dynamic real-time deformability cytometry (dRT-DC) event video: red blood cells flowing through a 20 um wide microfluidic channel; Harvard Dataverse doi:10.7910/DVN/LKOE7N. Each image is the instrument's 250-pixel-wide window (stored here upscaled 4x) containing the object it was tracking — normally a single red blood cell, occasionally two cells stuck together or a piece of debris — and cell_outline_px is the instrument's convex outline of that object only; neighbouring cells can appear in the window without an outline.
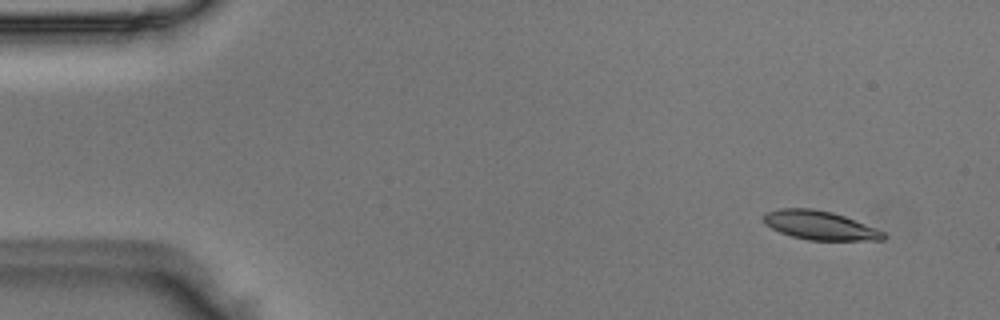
{"species": "Egyptian fruit bat (a non-hibernating species)", "species_latin": "Rousettus aegyptiacus", "temperature_condition": "room temperature", "stored_images_in_passage": 48, "camera_frame_rate_fps": 3000, "um_per_image_px": 0.085, "animal": {"sex": "male"}, "frame": {"image": 1, "passage_image": 1, "time_ms": 0.0, "image_size_px": [1000, 320], "cell_outline_px": [[888, 236], [884, 240], [808, 240], [792, 236], [780, 232], [764, 224], [760, 216], [764, 212], [780, 208], [812, 208], [832, 212], [844, 216], [876, 228], [884, 232]], "centroid_in_image_um": [69.64, 19.14], "position_along_channel_um": 15.4, "area_um2": 20.35}}
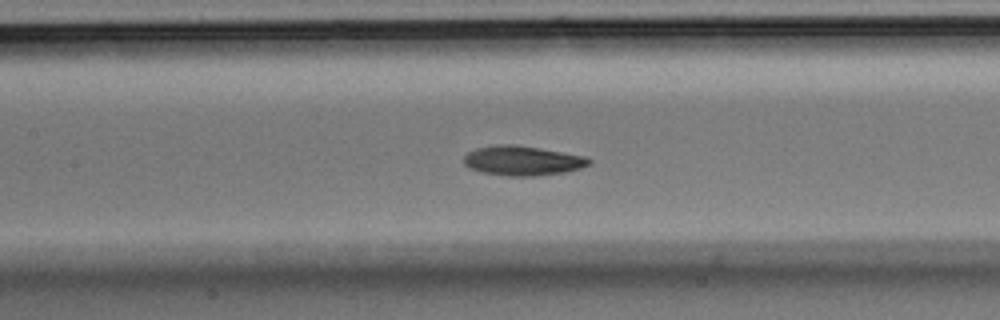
{"frame": {"image": 2, "passage_image": 20, "time_ms": 6.333, "image_size_px": [1000, 320], "cell_outline_px": [[592, 164], [580, 168], [564, 172], [536, 176], [508, 176], [484, 172], [468, 168], [464, 164], [464, 156], [468, 152], [476, 148], [496, 144], [516, 144], [540, 148], [584, 156], [592, 160]], "centroid_in_image_um": [44.41, 13.65], "position_along_channel_um": 163.0, "area_um2": 21.68}}
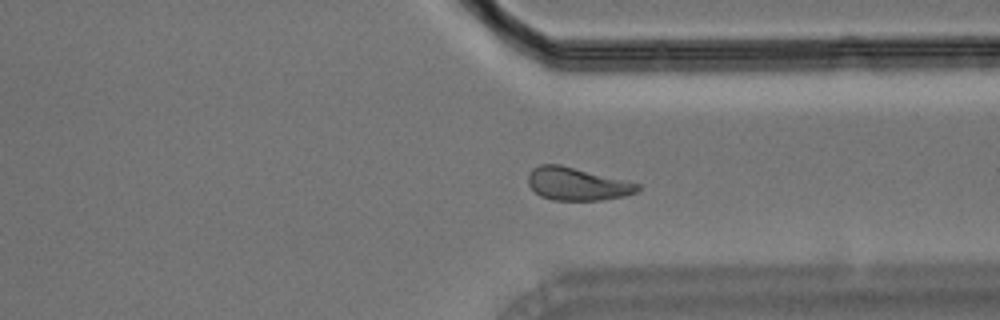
{"frame": {"image": 3, "passage_image": 35, "time_ms": 11.333, "image_size_px": [1000, 320], "cell_outline_px": [[640, 188], [636, 192], [624, 196], [600, 200], [552, 200], [540, 196], [528, 184], [528, 172], [532, 168], [540, 164], [560, 164], [640, 184]], "centroid_in_image_um": [49.01, 15.63], "position_along_channel_um": 362.4, "area_um2": 20.87}}